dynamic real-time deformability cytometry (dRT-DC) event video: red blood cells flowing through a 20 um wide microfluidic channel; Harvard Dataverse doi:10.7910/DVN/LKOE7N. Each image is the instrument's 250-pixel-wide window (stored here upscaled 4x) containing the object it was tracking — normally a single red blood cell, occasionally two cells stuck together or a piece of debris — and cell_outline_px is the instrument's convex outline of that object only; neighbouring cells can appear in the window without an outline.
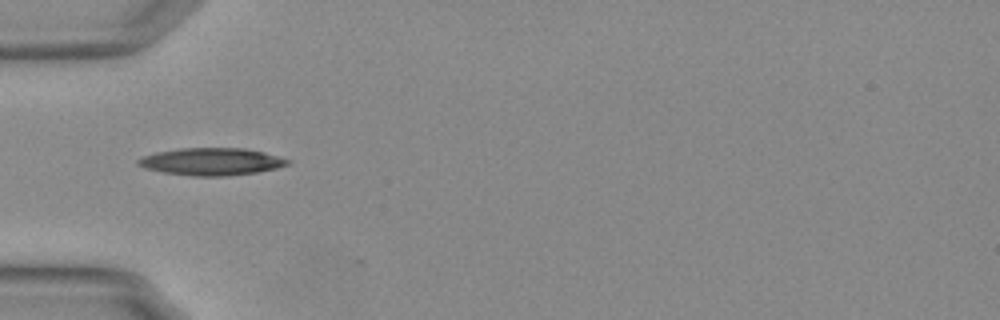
{"species": "Egyptian fruit bat (a non-hibernating species)", "species_latin": "Rousettus aegyptiacus", "temperature_condition": "warm", "stored_images_in_passage": 11, "camera_frame_rate_fps": 3000, "um_per_image_px": 0.085, "animal": {"sex": "female"}, "frame": {"image": 1, "passage_image": 4, "time_ms": 1.0, "image_size_px": [1000, 320], "cell_outline_px": [[292, 160], [288, 164], [276, 168], [256, 172], [228, 176], [192, 176], [164, 172], [144, 168], [136, 164], [136, 160], [144, 156], [156, 152], [180, 148], [244, 148], [264, 152]], "centroid_in_image_um": [17.97, 13.73], "position_along_channel_um": 67.0, "area_um2": 23.81}}
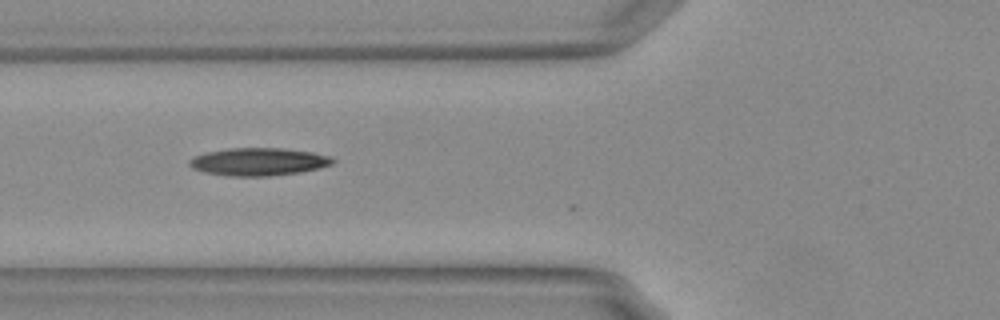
{"frame": {"image": 2, "passage_image": 7, "time_ms": 2.0, "image_size_px": [1000, 320], "cell_outline_px": [[336, 160], [332, 164], [300, 172], [268, 176], [232, 176], [204, 172], [192, 168], [188, 164], [188, 160], [196, 156], [208, 152], [228, 148], [284, 148], [312, 152], [332, 156]], "centroid_in_image_um": [21.99, 13.74], "position_along_channel_um": 103.8, "area_um2": 23.06}}